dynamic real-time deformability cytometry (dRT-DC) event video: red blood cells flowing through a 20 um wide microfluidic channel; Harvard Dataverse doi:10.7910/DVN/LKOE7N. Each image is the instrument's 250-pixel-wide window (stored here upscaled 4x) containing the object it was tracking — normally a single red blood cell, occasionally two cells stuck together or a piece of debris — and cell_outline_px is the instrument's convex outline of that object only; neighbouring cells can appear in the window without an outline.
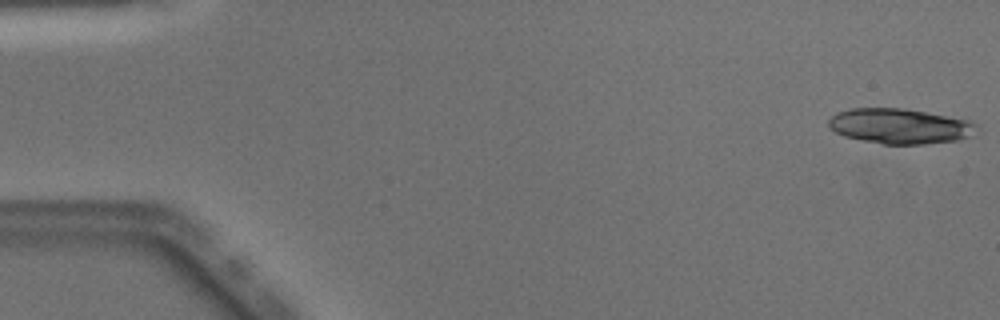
{"species": "Egyptian fruit bat (a non-hibernating species)", "species_latin": "Rousettus aegyptiacus", "temperature_condition": "warm", "stored_images_in_passage": 50, "segment_of_instrument_passage": [1, 2], "camera_frame_rate_fps": 3000, "um_per_image_px": 0.085, "animal": {"sex": "male"}, "frame": {"image": 1, "passage_image": 1, "time_ms": 0.0, "image_size_px": [1000, 320], "cell_outline_px": [[976, 124], [968, 136], [956, 140], [924, 144], [884, 144], [844, 136], [828, 128], [828, 120], [836, 112], [852, 108], [904, 108], [968, 120]], "centroid_in_image_um": [76.39, 10.71], "position_along_channel_um": 8.6, "area_um2": 29.88}}
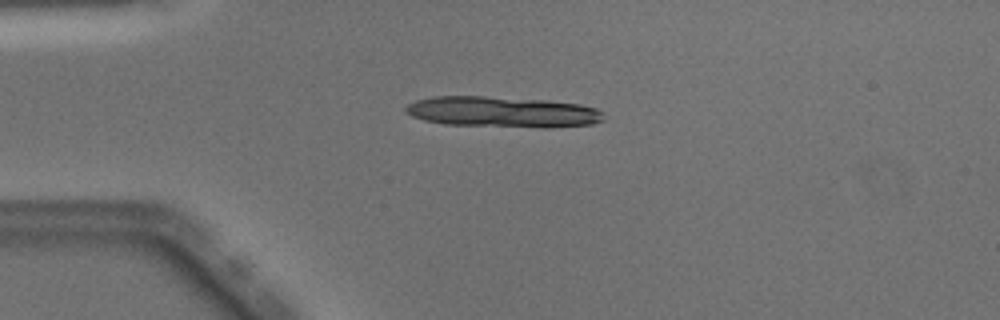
{"frame": {"image": 2, "passage_image": 12, "time_ms": 3.667, "image_size_px": [1000, 320], "cell_outline_px": [[604, 120], [592, 124], [552, 128], [544, 128], [444, 124], [424, 120], [412, 116], [404, 112], [404, 108], [408, 104], [416, 100], [432, 96], [484, 96], [548, 100], [580, 104], [596, 108], [604, 112]], "centroid_in_image_um": [42.74, 9.52], "position_along_channel_um": 42.3, "area_um2": 36.01}}